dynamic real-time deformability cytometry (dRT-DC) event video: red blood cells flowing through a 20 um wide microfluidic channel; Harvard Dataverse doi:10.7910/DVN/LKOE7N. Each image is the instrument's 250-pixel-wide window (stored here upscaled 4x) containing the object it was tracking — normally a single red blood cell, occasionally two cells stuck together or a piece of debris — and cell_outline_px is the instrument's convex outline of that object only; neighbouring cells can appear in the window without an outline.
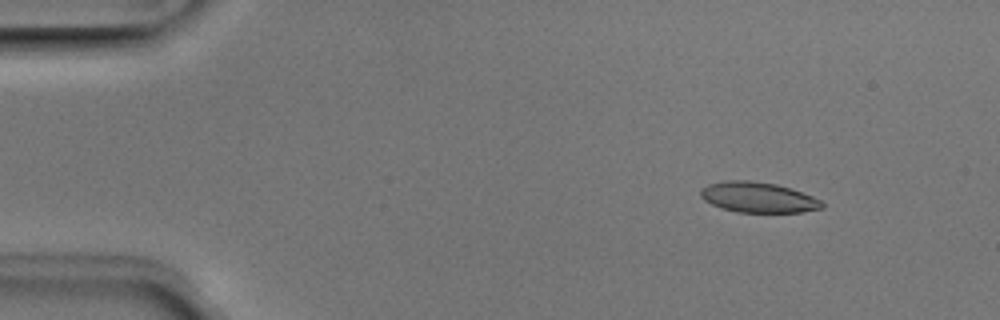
{"species": "Egyptian fruit bat (a non-hibernating species)", "species_latin": "Rousettus aegyptiacus", "temperature_condition": "room temperature", "stored_images_in_passage": 48, "camera_frame_rate_fps": 3000, "um_per_image_px": 0.085, "animal": {"sex": "male"}, "frame": {"image": 1, "passage_image": 3, "time_ms": 0.667, "image_size_px": [1000, 320], "cell_outline_px": [[824, 208], [800, 212], [736, 212], [720, 208], [704, 200], [700, 196], [700, 188], [708, 184], [728, 180], [748, 180], [776, 184], [812, 196], [820, 200], [824, 204]], "centroid_in_image_um": [64.4, 16.78], "position_along_channel_um": 20.6, "area_um2": 21.44}}
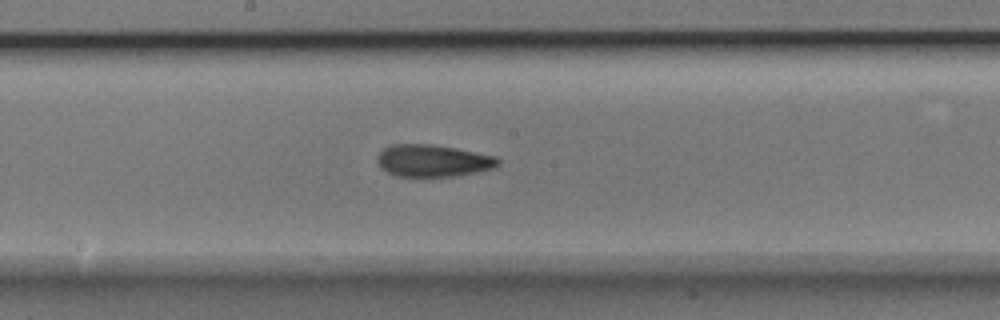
{"frame": {"image": 2, "passage_image": 24, "time_ms": 7.667, "image_size_px": [1000, 320], "cell_outline_px": [[500, 164], [492, 168], [476, 172], [452, 176], [396, 176], [380, 168], [376, 156], [384, 148], [392, 144], [432, 144], [456, 148], [496, 156], [500, 160]], "centroid_in_image_um": [36.78, 13.65], "position_along_channel_um": 211.4, "area_um2": 22.54}}
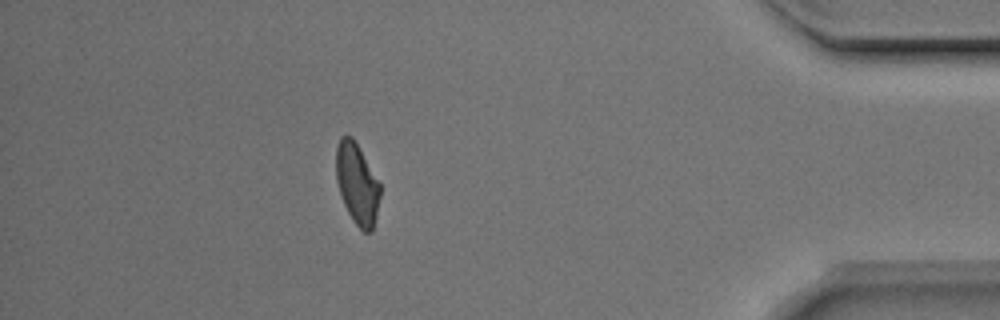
{"frame": {"image": 3, "passage_image": 42, "time_ms": 13.667, "image_size_px": [1000, 320], "cell_outline_px": [[380, 196], [376, 216], [372, 232], [364, 232], [352, 220], [344, 204], [336, 180], [336, 148], [340, 136], [352, 136], [380, 184]], "centroid_in_image_um": [30.34, 15.63], "position_along_channel_um": 404.9, "area_um2": 20.52}, "authors_computed_cell_mechanics": {"area_um2": 21.8773, "velocity_mm_per_s": 3.9809, "shape_relaxation_time_tau1_ms": 3.4063, "shape_relaxation_time_tau2_ms": 2.857, "deformation_change_tau1": 0.1253, "deformation_change_tau2": 0.0971}}